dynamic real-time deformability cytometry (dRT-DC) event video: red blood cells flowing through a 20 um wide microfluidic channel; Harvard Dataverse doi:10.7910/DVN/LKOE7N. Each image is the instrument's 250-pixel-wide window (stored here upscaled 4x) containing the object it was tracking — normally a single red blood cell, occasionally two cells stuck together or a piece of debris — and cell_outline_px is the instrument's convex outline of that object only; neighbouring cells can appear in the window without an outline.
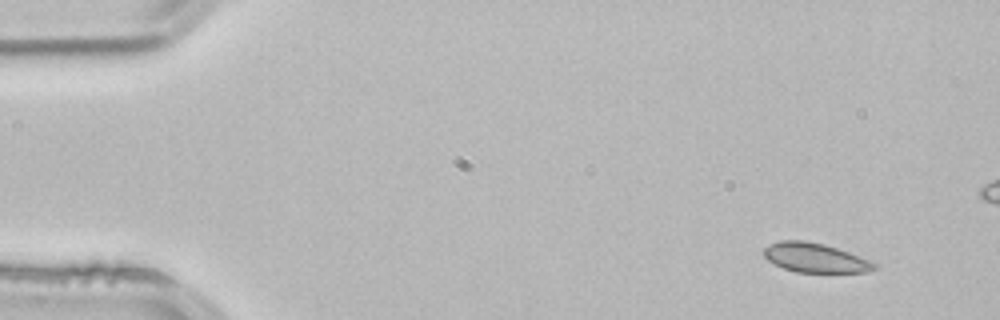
{"species": "common noctule bat (a hibernating species)", "species_latin": "Nyctalus noctula", "temperature_condition": "room temperature", "stored_images_in_passage": 4, "camera_frame_rate_fps": 3000, "um_per_image_px": 0.085, "animal": {"sex": "male", "body_mass_g": 21.5, "forearm_length_mm": 52.0}, "frame": {"image": 1, "passage_image": 1, "time_ms": 0.0, "image_size_px": [1000, 320], "cell_outline_px": [[876, 268], [868, 272], [796, 272], [784, 268], [768, 260], [764, 256], [764, 248], [768, 244], [780, 240], [804, 240], [824, 244], [848, 252], [868, 260], [876, 264]], "centroid_in_image_um": [69.25, 21.9], "position_along_channel_um": 15.8, "area_um2": 18.67}}